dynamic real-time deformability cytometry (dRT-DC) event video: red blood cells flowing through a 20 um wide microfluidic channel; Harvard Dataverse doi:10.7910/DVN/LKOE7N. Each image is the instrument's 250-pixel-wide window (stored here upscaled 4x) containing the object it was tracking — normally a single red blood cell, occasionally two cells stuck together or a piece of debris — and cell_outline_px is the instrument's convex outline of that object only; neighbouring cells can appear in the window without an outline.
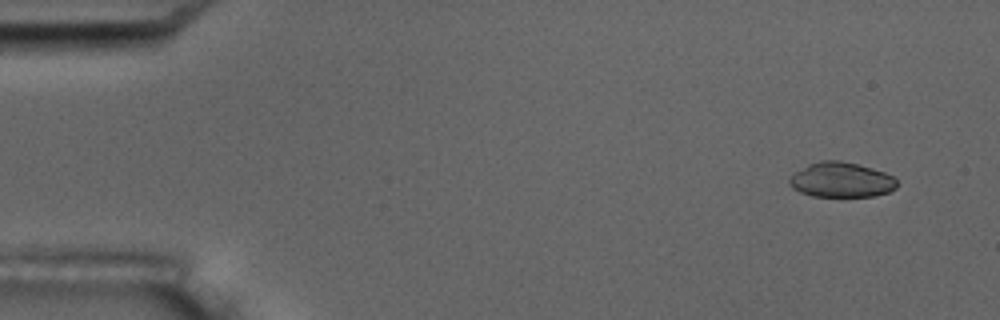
{"species": "common noctule bat (a hibernating species)", "species_latin": "Nyctalus noctula", "temperature_condition": "room temperature", "stored_images_in_passage": 9, "camera_frame_rate_fps": 3000, "um_per_image_px": 0.085, "animal": {"sex": "male", "body_mass_g": 17.5, "forearm_length_mm": 52.3}, "frame": {"image": 1, "passage_image": 1, "time_ms": 0.0, "image_size_px": [1000, 320], "cell_outline_px": [[896, 188], [888, 192], [876, 196], [812, 196], [800, 192], [792, 188], [788, 184], [788, 180], [796, 172], [808, 164], [820, 160], [840, 160], [872, 168], [884, 172], [892, 176], [896, 180]], "centroid_in_image_um": [71.49, 15.29], "position_along_channel_um": 13.5, "area_um2": 21.85}}
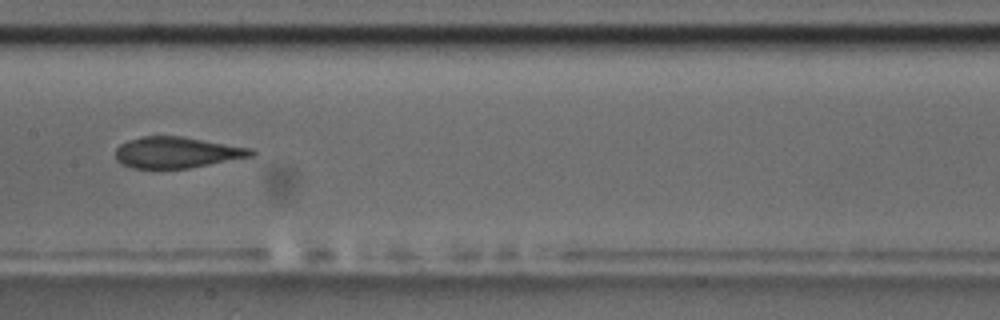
{"frame": {"image": 2, "passage_image": 8, "time_ms": 8.0, "image_size_px": [1000, 320], "cell_outline_px": [[256, 156], [188, 168], [132, 168], [116, 160], [116, 148], [120, 144], [128, 140], [144, 136], [184, 136], [252, 148], [256, 152]], "centroid_in_image_um": [15.08, 12.95], "position_along_channel_um": 192.3, "area_um2": 24.74}}
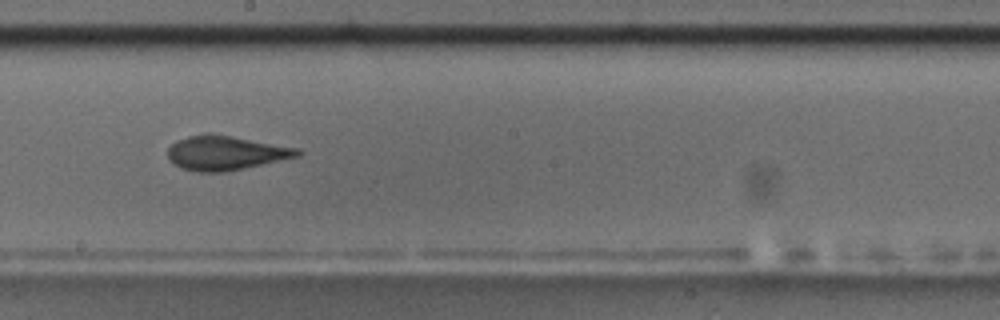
{"frame": {"image": 3, "passage_image": 9, "time_ms": 9.0, "image_size_px": [1000, 320], "cell_outline_px": [[304, 152], [300, 156], [244, 168], [224, 172], [196, 172], [180, 168], [168, 160], [168, 148], [176, 140], [188, 136], [204, 132], [212, 132], [300, 148]], "centroid_in_image_um": [19.18, 12.98], "position_along_channel_um": 229.0, "area_um2": 26.47}}